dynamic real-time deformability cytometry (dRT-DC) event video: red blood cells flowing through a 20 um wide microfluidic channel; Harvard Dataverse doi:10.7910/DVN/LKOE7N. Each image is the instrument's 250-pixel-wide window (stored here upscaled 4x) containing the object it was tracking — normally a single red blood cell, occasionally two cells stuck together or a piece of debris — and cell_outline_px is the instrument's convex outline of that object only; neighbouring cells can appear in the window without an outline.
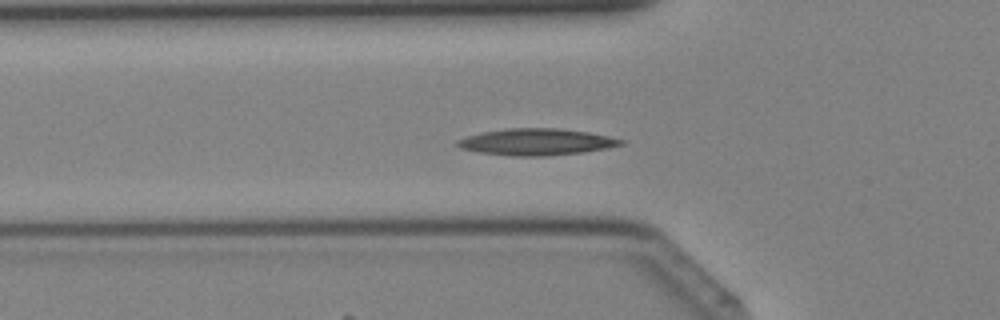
{"species": "Egyptian fruit bat (a non-hibernating species)", "species_latin": "Rousettus aegyptiacus", "temperature_condition": "cold", "stored_images_in_passage": 41, "camera_frame_rate_fps": 3000, "um_per_image_px": 0.085, "animal": {"sex": "female"}, "frame": {"image": 1, "passage_image": 13, "time_ms": 4.0, "image_size_px": [1000, 320], "cell_outline_px": [[624, 144], [608, 148], [580, 152], [548, 156], [512, 156], [480, 152], [460, 148], [456, 144], [456, 140], [480, 132], [508, 128], [560, 128], [588, 132], [608, 136], [624, 140]], "centroid_in_image_um": [45.59, 12.06], "position_along_channel_um": 80.2, "area_um2": 25.32}}
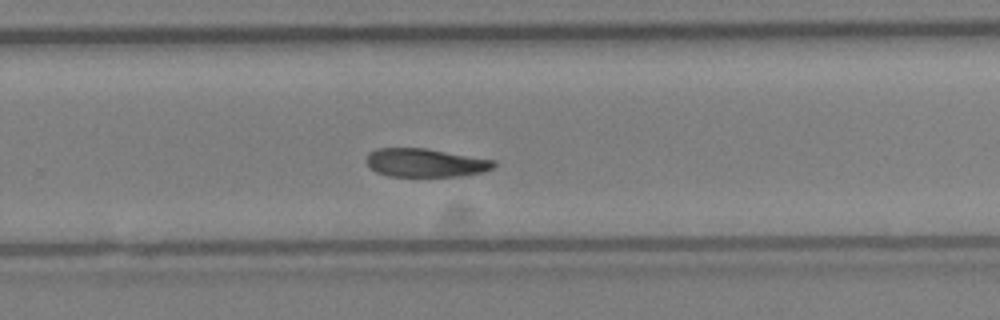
{"frame": {"image": 2, "passage_image": 26, "time_ms": 8.333, "image_size_px": [1000, 320], "cell_outline_px": [[496, 164], [492, 168], [484, 172], [460, 176], [388, 176], [376, 172], [364, 160], [368, 152], [376, 148], [424, 148], [496, 160]], "centroid_in_image_um": [36.14, 13.83], "position_along_channel_um": 293.7, "area_um2": 21.21}}
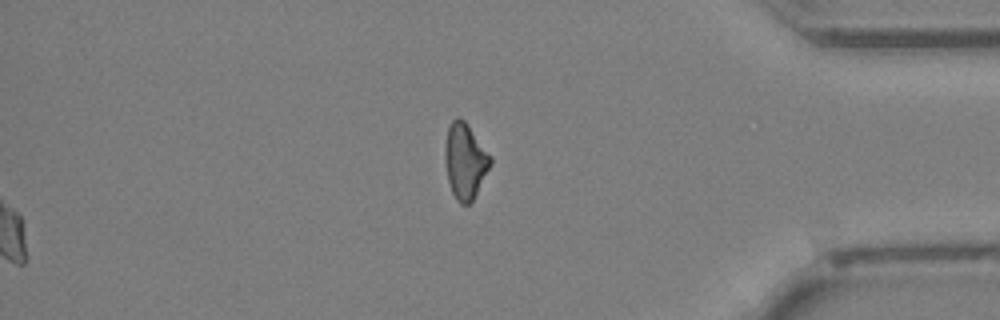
{"frame": {"image": 3, "passage_image": 41, "time_ms": 13.333, "image_size_px": [1000, 320], "cell_outline_px": [[492, 164], [472, 200], [468, 204], [460, 204], [456, 200], [452, 192], [448, 180], [444, 156], [444, 152], [448, 128], [452, 120], [456, 116], [460, 116], [464, 120], [492, 156]], "centroid_in_image_um": [39.54, 13.67], "position_along_channel_um": 395.7, "area_um2": 19.94}}